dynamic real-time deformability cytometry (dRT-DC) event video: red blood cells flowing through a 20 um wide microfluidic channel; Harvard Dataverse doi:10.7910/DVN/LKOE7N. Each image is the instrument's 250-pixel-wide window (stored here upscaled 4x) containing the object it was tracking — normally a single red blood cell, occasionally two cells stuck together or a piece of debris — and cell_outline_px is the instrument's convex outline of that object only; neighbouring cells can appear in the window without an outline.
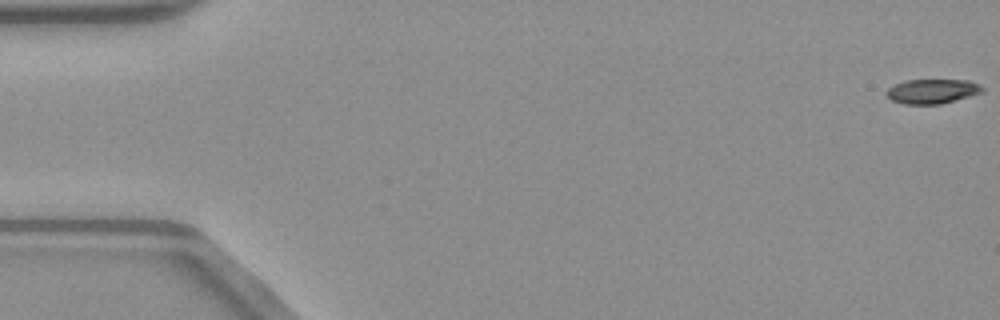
{"species": "common noctule bat (a hibernating species)", "species_latin": "Nyctalus noctula", "temperature_condition": "warm", "stored_images_in_passage": 52, "camera_frame_rate_fps": 3000, "um_per_image_px": 0.085, "animal": {"sex": "male", "body_mass_g": 23.1, "forearm_length_mm": 52.7}, "frame": {"image": 1, "passage_image": 1, "time_ms": 0.0, "image_size_px": [1000, 320], "cell_outline_px": [[984, 92], [956, 100], [940, 104], [904, 104], [892, 100], [884, 92], [888, 88], [904, 80], [968, 80], [980, 84], [984, 88]], "centroid_in_image_um": [79.26, 7.75], "position_along_channel_um": 5.7, "area_um2": 13.76}}
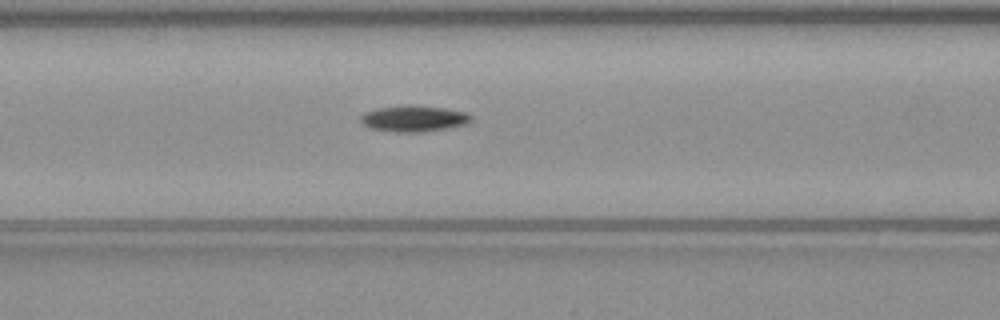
{"frame": {"image": 2, "passage_image": 22, "time_ms": 7.0, "image_size_px": [1000, 320], "cell_outline_px": [[472, 120], [464, 124], [444, 128], [420, 132], [396, 132], [372, 128], [364, 124], [360, 120], [360, 116], [364, 112], [380, 108], [444, 108], [464, 112], [472, 116]], "centroid_in_image_um": [35.16, 10.12], "position_along_channel_um": 131.4, "area_um2": 15.61}}
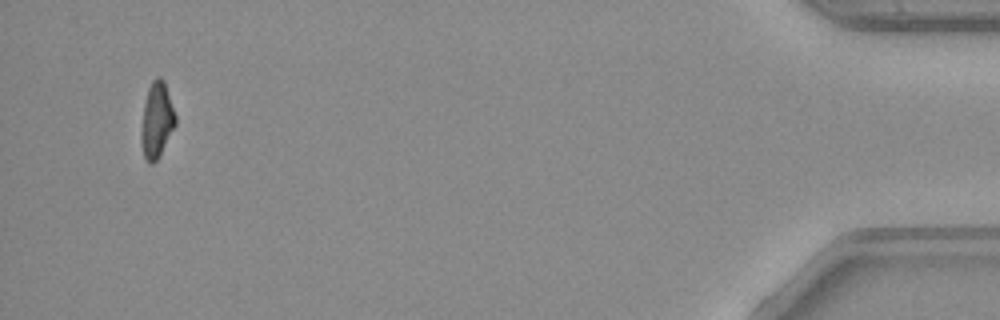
{"frame": {"image": 3, "passage_image": 50, "time_ms": 16.333, "image_size_px": [1000, 320], "cell_outline_px": [[176, 124], [156, 160], [152, 164], [148, 164], [144, 160], [140, 140], [140, 132], [144, 104], [148, 88], [152, 80], [156, 76], [160, 76], [164, 80], [176, 116]], "centroid_in_image_um": [13.3, 10.21], "position_along_channel_um": 421.9, "area_um2": 15.14}, "authors_computed_cell_mechanics": {"area_um2": 15.2881, "velocity_mm_per_s": 4.052, "shape_relaxation_time_tau1_ms": 5.3814, "shape_relaxation_time_tau2_ms": null, "deformation_change_tau1": 0.1674, "deformation_change_tau2": null}}